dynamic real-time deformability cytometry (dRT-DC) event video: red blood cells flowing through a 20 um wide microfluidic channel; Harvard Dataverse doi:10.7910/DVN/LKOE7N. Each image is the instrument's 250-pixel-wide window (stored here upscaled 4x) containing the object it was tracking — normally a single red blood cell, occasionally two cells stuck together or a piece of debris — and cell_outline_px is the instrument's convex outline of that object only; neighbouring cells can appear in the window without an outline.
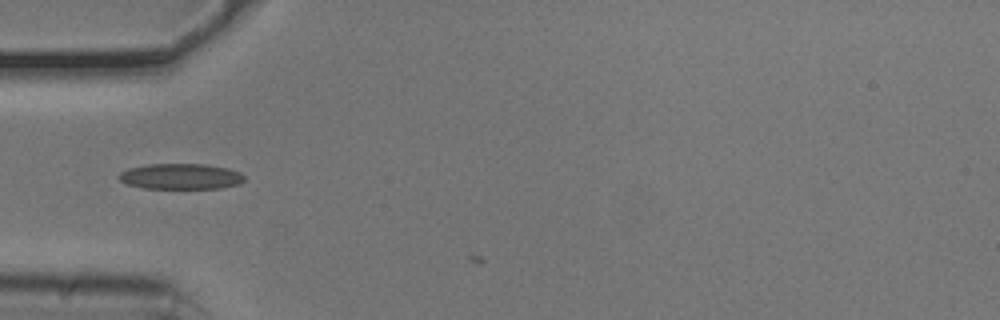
{"species": "common noctule bat (a hibernating species)", "species_latin": "Nyctalus noctula", "temperature_condition": "cold", "stored_images_in_passage": 5, "camera_frame_rate_fps": 3000, "um_per_image_px": 0.085, "animal": {"sex": "male", "body_mass_g": 20.5, "forearm_length_mm": 52.5}, "frame": {"image": 1, "passage_image": 4, "time_ms": 1.0, "image_size_px": [1000, 320], "cell_outline_px": [[244, 180], [240, 184], [220, 188], [144, 188], [128, 184], [120, 180], [116, 176], [120, 172], [128, 168], [148, 164], [204, 164], [228, 168], [240, 172], [244, 176]], "centroid_in_image_um": [15.36, 14.99], "position_along_channel_um": 69.6, "area_um2": 18.79}}